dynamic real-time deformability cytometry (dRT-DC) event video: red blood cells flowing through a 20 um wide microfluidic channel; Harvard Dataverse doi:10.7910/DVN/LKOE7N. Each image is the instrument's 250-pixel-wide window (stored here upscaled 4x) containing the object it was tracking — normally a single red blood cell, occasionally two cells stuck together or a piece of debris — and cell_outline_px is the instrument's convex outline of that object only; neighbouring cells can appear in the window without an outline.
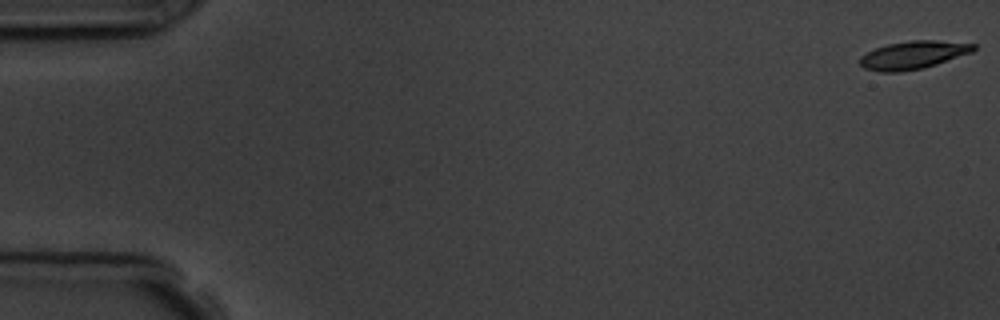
{"species": "common noctule bat (a hibernating species)", "species_latin": "Nyctalus noctula", "temperature_condition": "room temperature", "stored_images_in_passage": 6, "camera_frame_rate_fps": 3000, "um_per_image_px": 0.085, "animal": {"sex": "male", "body_mass_g": 19.5, "forearm_length_mm": 54.6}, "frame": {"image": 1, "passage_image": 1, "time_ms": 0.0, "image_size_px": [1000, 320], "cell_outline_px": [[976, 48], [972, 52], [924, 68], [900, 72], [880, 72], [864, 68], [860, 64], [860, 56], [876, 48], [888, 44], [912, 40], [936, 40], [976, 44]], "centroid_in_image_um": [77.62, 4.68], "position_along_channel_um": 7.4, "area_um2": 18.44}}
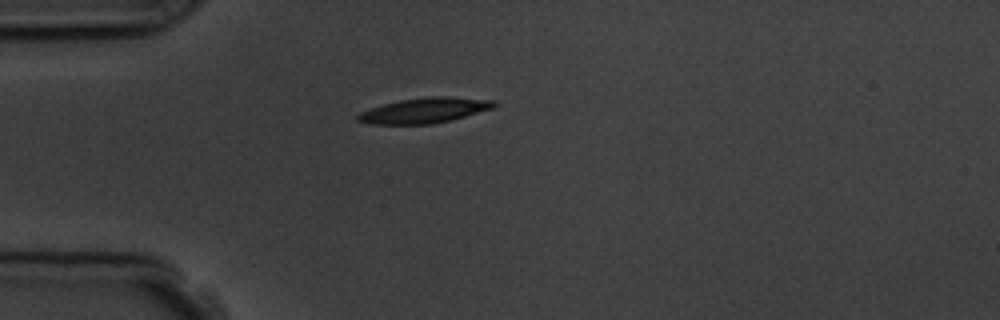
{"frame": {"image": 2, "passage_image": 5, "time_ms": 4.667, "image_size_px": [1000, 320], "cell_outline_px": [[496, 104], [492, 108], [452, 120], [432, 124], [372, 124], [356, 120], [356, 116], [360, 112], [384, 104], [400, 100], [432, 96], [444, 96], [496, 100]], "centroid_in_image_um": [36.09, 9.39], "position_along_channel_um": 48.9, "area_um2": 19.88}}